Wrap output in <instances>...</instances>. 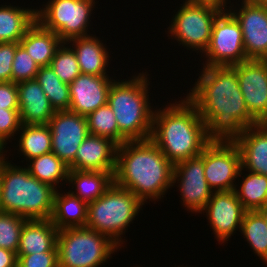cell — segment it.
I'll return each mask as SVG.
<instances>
[{
	"label": "cell",
	"instance_id": "obj_1",
	"mask_svg": "<svg viewBox=\"0 0 267 267\" xmlns=\"http://www.w3.org/2000/svg\"><path fill=\"white\" fill-rule=\"evenodd\" d=\"M185 97L197 108L211 141H234L246 128L258 124L240 91L236 71L203 66Z\"/></svg>",
	"mask_w": 267,
	"mask_h": 267
},
{
	"label": "cell",
	"instance_id": "obj_2",
	"mask_svg": "<svg viewBox=\"0 0 267 267\" xmlns=\"http://www.w3.org/2000/svg\"><path fill=\"white\" fill-rule=\"evenodd\" d=\"M173 170L174 165L151 139L126 141L117 146L114 183L144 204L163 200L172 189Z\"/></svg>",
	"mask_w": 267,
	"mask_h": 267
},
{
	"label": "cell",
	"instance_id": "obj_3",
	"mask_svg": "<svg viewBox=\"0 0 267 267\" xmlns=\"http://www.w3.org/2000/svg\"><path fill=\"white\" fill-rule=\"evenodd\" d=\"M179 98L156 106L150 137L173 165L199 156L211 142L197 108L185 96Z\"/></svg>",
	"mask_w": 267,
	"mask_h": 267
},
{
	"label": "cell",
	"instance_id": "obj_4",
	"mask_svg": "<svg viewBox=\"0 0 267 267\" xmlns=\"http://www.w3.org/2000/svg\"><path fill=\"white\" fill-rule=\"evenodd\" d=\"M149 75L143 70L142 73H134L128 80L115 79L110 86L107 103L117 120L119 145L151 137L155 106H151L149 98Z\"/></svg>",
	"mask_w": 267,
	"mask_h": 267
},
{
	"label": "cell",
	"instance_id": "obj_5",
	"mask_svg": "<svg viewBox=\"0 0 267 267\" xmlns=\"http://www.w3.org/2000/svg\"><path fill=\"white\" fill-rule=\"evenodd\" d=\"M23 166L9 160L0 165V211L27 220L50 219L57 189L40 182Z\"/></svg>",
	"mask_w": 267,
	"mask_h": 267
},
{
	"label": "cell",
	"instance_id": "obj_6",
	"mask_svg": "<svg viewBox=\"0 0 267 267\" xmlns=\"http://www.w3.org/2000/svg\"><path fill=\"white\" fill-rule=\"evenodd\" d=\"M144 205L132 192L113 182L101 197L88 203L86 227L106 235L122 249L127 242L123 236Z\"/></svg>",
	"mask_w": 267,
	"mask_h": 267
},
{
	"label": "cell",
	"instance_id": "obj_7",
	"mask_svg": "<svg viewBox=\"0 0 267 267\" xmlns=\"http://www.w3.org/2000/svg\"><path fill=\"white\" fill-rule=\"evenodd\" d=\"M57 248L59 267H101L121 249L106 235L88 227L58 230Z\"/></svg>",
	"mask_w": 267,
	"mask_h": 267
},
{
	"label": "cell",
	"instance_id": "obj_8",
	"mask_svg": "<svg viewBox=\"0 0 267 267\" xmlns=\"http://www.w3.org/2000/svg\"><path fill=\"white\" fill-rule=\"evenodd\" d=\"M180 5L169 22L167 37L178 46L199 53L201 58L209 46L214 21L223 9L184 1Z\"/></svg>",
	"mask_w": 267,
	"mask_h": 267
},
{
	"label": "cell",
	"instance_id": "obj_9",
	"mask_svg": "<svg viewBox=\"0 0 267 267\" xmlns=\"http://www.w3.org/2000/svg\"><path fill=\"white\" fill-rule=\"evenodd\" d=\"M97 0H48L36 9L37 21L63 42L91 35V16ZM92 26V28L90 27Z\"/></svg>",
	"mask_w": 267,
	"mask_h": 267
},
{
	"label": "cell",
	"instance_id": "obj_10",
	"mask_svg": "<svg viewBox=\"0 0 267 267\" xmlns=\"http://www.w3.org/2000/svg\"><path fill=\"white\" fill-rule=\"evenodd\" d=\"M202 58L206 61L201 65L206 67H231L248 60L240 25L227 9L214 21L211 40Z\"/></svg>",
	"mask_w": 267,
	"mask_h": 267
},
{
	"label": "cell",
	"instance_id": "obj_11",
	"mask_svg": "<svg viewBox=\"0 0 267 267\" xmlns=\"http://www.w3.org/2000/svg\"><path fill=\"white\" fill-rule=\"evenodd\" d=\"M241 154L234 141H211L204 148V174L213 192L235 190Z\"/></svg>",
	"mask_w": 267,
	"mask_h": 267
},
{
	"label": "cell",
	"instance_id": "obj_12",
	"mask_svg": "<svg viewBox=\"0 0 267 267\" xmlns=\"http://www.w3.org/2000/svg\"><path fill=\"white\" fill-rule=\"evenodd\" d=\"M172 187L179 188L180 202L192 214H201L213 195L204 174V150L193 158L174 165ZM178 184V185H176Z\"/></svg>",
	"mask_w": 267,
	"mask_h": 267
},
{
	"label": "cell",
	"instance_id": "obj_13",
	"mask_svg": "<svg viewBox=\"0 0 267 267\" xmlns=\"http://www.w3.org/2000/svg\"><path fill=\"white\" fill-rule=\"evenodd\" d=\"M238 2L240 5L230 3L227 10L240 25L245 54L248 60H267V7L247 0Z\"/></svg>",
	"mask_w": 267,
	"mask_h": 267
},
{
	"label": "cell",
	"instance_id": "obj_14",
	"mask_svg": "<svg viewBox=\"0 0 267 267\" xmlns=\"http://www.w3.org/2000/svg\"><path fill=\"white\" fill-rule=\"evenodd\" d=\"M48 126L51 130V152L70 168L79 146L90 134L86 116L69 110L56 111Z\"/></svg>",
	"mask_w": 267,
	"mask_h": 267
},
{
	"label": "cell",
	"instance_id": "obj_15",
	"mask_svg": "<svg viewBox=\"0 0 267 267\" xmlns=\"http://www.w3.org/2000/svg\"><path fill=\"white\" fill-rule=\"evenodd\" d=\"M246 211L236 192L231 190L213 192L201 214L205 213L214 238L222 245L228 243L236 231L240 232Z\"/></svg>",
	"mask_w": 267,
	"mask_h": 267
},
{
	"label": "cell",
	"instance_id": "obj_16",
	"mask_svg": "<svg viewBox=\"0 0 267 267\" xmlns=\"http://www.w3.org/2000/svg\"><path fill=\"white\" fill-rule=\"evenodd\" d=\"M231 67L250 115L258 123H267V60H247Z\"/></svg>",
	"mask_w": 267,
	"mask_h": 267
},
{
	"label": "cell",
	"instance_id": "obj_17",
	"mask_svg": "<svg viewBox=\"0 0 267 267\" xmlns=\"http://www.w3.org/2000/svg\"><path fill=\"white\" fill-rule=\"evenodd\" d=\"M114 80L110 76L78 75L69 84V111L87 116L107 104L108 92Z\"/></svg>",
	"mask_w": 267,
	"mask_h": 267
},
{
	"label": "cell",
	"instance_id": "obj_18",
	"mask_svg": "<svg viewBox=\"0 0 267 267\" xmlns=\"http://www.w3.org/2000/svg\"><path fill=\"white\" fill-rule=\"evenodd\" d=\"M117 144L89 134L79 146L70 170L115 172Z\"/></svg>",
	"mask_w": 267,
	"mask_h": 267
},
{
	"label": "cell",
	"instance_id": "obj_19",
	"mask_svg": "<svg viewBox=\"0 0 267 267\" xmlns=\"http://www.w3.org/2000/svg\"><path fill=\"white\" fill-rule=\"evenodd\" d=\"M20 120L25 125H48L55 114L48 97L35 80L17 83Z\"/></svg>",
	"mask_w": 267,
	"mask_h": 267
},
{
	"label": "cell",
	"instance_id": "obj_20",
	"mask_svg": "<svg viewBox=\"0 0 267 267\" xmlns=\"http://www.w3.org/2000/svg\"><path fill=\"white\" fill-rule=\"evenodd\" d=\"M241 154V168L267 176V123L250 126L234 140Z\"/></svg>",
	"mask_w": 267,
	"mask_h": 267
},
{
	"label": "cell",
	"instance_id": "obj_21",
	"mask_svg": "<svg viewBox=\"0 0 267 267\" xmlns=\"http://www.w3.org/2000/svg\"><path fill=\"white\" fill-rule=\"evenodd\" d=\"M96 35L73 38L66 42L74 51L81 74L109 76L107 71L110 51L101 38ZM101 39V40H100Z\"/></svg>",
	"mask_w": 267,
	"mask_h": 267
},
{
	"label": "cell",
	"instance_id": "obj_22",
	"mask_svg": "<svg viewBox=\"0 0 267 267\" xmlns=\"http://www.w3.org/2000/svg\"><path fill=\"white\" fill-rule=\"evenodd\" d=\"M58 229L50 219L26 220L21 231L17 255L58 252Z\"/></svg>",
	"mask_w": 267,
	"mask_h": 267
},
{
	"label": "cell",
	"instance_id": "obj_23",
	"mask_svg": "<svg viewBox=\"0 0 267 267\" xmlns=\"http://www.w3.org/2000/svg\"><path fill=\"white\" fill-rule=\"evenodd\" d=\"M114 172L69 170L67 186L72 195L87 203L97 200L114 182ZM74 190V191H73Z\"/></svg>",
	"mask_w": 267,
	"mask_h": 267
},
{
	"label": "cell",
	"instance_id": "obj_24",
	"mask_svg": "<svg viewBox=\"0 0 267 267\" xmlns=\"http://www.w3.org/2000/svg\"><path fill=\"white\" fill-rule=\"evenodd\" d=\"M19 43L40 67H44L50 66L51 60L63 41L56 33L45 29L36 20Z\"/></svg>",
	"mask_w": 267,
	"mask_h": 267
},
{
	"label": "cell",
	"instance_id": "obj_25",
	"mask_svg": "<svg viewBox=\"0 0 267 267\" xmlns=\"http://www.w3.org/2000/svg\"><path fill=\"white\" fill-rule=\"evenodd\" d=\"M56 191L51 222L58 230L71 227H86L88 203L69 191Z\"/></svg>",
	"mask_w": 267,
	"mask_h": 267
},
{
	"label": "cell",
	"instance_id": "obj_26",
	"mask_svg": "<svg viewBox=\"0 0 267 267\" xmlns=\"http://www.w3.org/2000/svg\"><path fill=\"white\" fill-rule=\"evenodd\" d=\"M7 4L5 2L0 5V43L20 42L27 30L36 22L37 8Z\"/></svg>",
	"mask_w": 267,
	"mask_h": 267
},
{
	"label": "cell",
	"instance_id": "obj_27",
	"mask_svg": "<svg viewBox=\"0 0 267 267\" xmlns=\"http://www.w3.org/2000/svg\"><path fill=\"white\" fill-rule=\"evenodd\" d=\"M15 142L14 151L28 160L52 151L51 130L48 125H25L22 124ZM20 152V153H19Z\"/></svg>",
	"mask_w": 267,
	"mask_h": 267
},
{
	"label": "cell",
	"instance_id": "obj_28",
	"mask_svg": "<svg viewBox=\"0 0 267 267\" xmlns=\"http://www.w3.org/2000/svg\"><path fill=\"white\" fill-rule=\"evenodd\" d=\"M27 162L28 163L25 164L27 166L25 167L28 169L29 173L40 182L49 184L57 190L62 189L61 186H63V184L64 187L65 184H67L70 169L54 153L49 152L32 158Z\"/></svg>",
	"mask_w": 267,
	"mask_h": 267
},
{
	"label": "cell",
	"instance_id": "obj_29",
	"mask_svg": "<svg viewBox=\"0 0 267 267\" xmlns=\"http://www.w3.org/2000/svg\"><path fill=\"white\" fill-rule=\"evenodd\" d=\"M244 172L248 173L243 175ZM244 172L243 168H241L234 191L247 211H255L267 205V176L250 171Z\"/></svg>",
	"mask_w": 267,
	"mask_h": 267
},
{
	"label": "cell",
	"instance_id": "obj_30",
	"mask_svg": "<svg viewBox=\"0 0 267 267\" xmlns=\"http://www.w3.org/2000/svg\"><path fill=\"white\" fill-rule=\"evenodd\" d=\"M240 233L254 255L267 265V224L257 210L245 212Z\"/></svg>",
	"mask_w": 267,
	"mask_h": 267
},
{
	"label": "cell",
	"instance_id": "obj_31",
	"mask_svg": "<svg viewBox=\"0 0 267 267\" xmlns=\"http://www.w3.org/2000/svg\"><path fill=\"white\" fill-rule=\"evenodd\" d=\"M35 80L42 87L55 111L69 110V85L59 79L51 66L40 67Z\"/></svg>",
	"mask_w": 267,
	"mask_h": 267
},
{
	"label": "cell",
	"instance_id": "obj_32",
	"mask_svg": "<svg viewBox=\"0 0 267 267\" xmlns=\"http://www.w3.org/2000/svg\"><path fill=\"white\" fill-rule=\"evenodd\" d=\"M86 120L91 135L109 138L119 145V128L117 120L108 103L88 114Z\"/></svg>",
	"mask_w": 267,
	"mask_h": 267
},
{
	"label": "cell",
	"instance_id": "obj_33",
	"mask_svg": "<svg viewBox=\"0 0 267 267\" xmlns=\"http://www.w3.org/2000/svg\"><path fill=\"white\" fill-rule=\"evenodd\" d=\"M50 66L59 79L68 85L81 74L76 55L66 42L57 49Z\"/></svg>",
	"mask_w": 267,
	"mask_h": 267
},
{
	"label": "cell",
	"instance_id": "obj_34",
	"mask_svg": "<svg viewBox=\"0 0 267 267\" xmlns=\"http://www.w3.org/2000/svg\"><path fill=\"white\" fill-rule=\"evenodd\" d=\"M26 220L19 215L0 211V248L17 253Z\"/></svg>",
	"mask_w": 267,
	"mask_h": 267
},
{
	"label": "cell",
	"instance_id": "obj_35",
	"mask_svg": "<svg viewBox=\"0 0 267 267\" xmlns=\"http://www.w3.org/2000/svg\"><path fill=\"white\" fill-rule=\"evenodd\" d=\"M39 68L40 66L28 54L26 49L19 44L12 63L11 81L17 84L35 79Z\"/></svg>",
	"mask_w": 267,
	"mask_h": 267
},
{
	"label": "cell",
	"instance_id": "obj_36",
	"mask_svg": "<svg viewBox=\"0 0 267 267\" xmlns=\"http://www.w3.org/2000/svg\"><path fill=\"white\" fill-rule=\"evenodd\" d=\"M21 125L19 110L0 108V138L2 140L7 144L12 142V139L15 140Z\"/></svg>",
	"mask_w": 267,
	"mask_h": 267
},
{
	"label": "cell",
	"instance_id": "obj_37",
	"mask_svg": "<svg viewBox=\"0 0 267 267\" xmlns=\"http://www.w3.org/2000/svg\"><path fill=\"white\" fill-rule=\"evenodd\" d=\"M17 267H59L58 252L17 255Z\"/></svg>",
	"mask_w": 267,
	"mask_h": 267
},
{
	"label": "cell",
	"instance_id": "obj_38",
	"mask_svg": "<svg viewBox=\"0 0 267 267\" xmlns=\"http://www.w3.org/2000/svg\"><path fill=\"white\" fill-rule=\"evenodd\" d=\"M19 42L0 43V82L11 81L12 63Z\"/></svg>",
	"mask_w": 267,
	"mask_h": 267
},
{
	"label": "cell",
	"instance_id": "obj_39",
	"mask_svg": "<svg viewBox=\"0 0 267 267\" xmlns=\"http://www.w3.org/2000/svg\"><path fill=\"white\" fill-rule=\"evenodd\" d=\"M0 108L19 110L17 84L0 82Z\"/></svg>",
	"mask_w": 267,
	"mask_h": 267
},
{
	"label": "cell",
	"instance_id": "obj_40",
	"mask_svg": "<svg viewBox=\"0 0 267 267\" xmlns=\"http://www.w3.org/2000/svg\"><path fill=\"white\" fill-rule=\"evenodd\" d=\"M17 253L0 248V267H17Z\"/></svg>",
	"mask_w": 267,
	"mask_h": 267
},
{
	"label": "cell",
	"instance_id": "obj_41",
	"mask_svg": "<svg viewBox=\"0 0 267 267\" xmlns=\"http://www.w3.org/2000/svg\"><path fill=\"white\" fill-rule=\"evenodd\" d=\"M182 1L188 3L209 4L215 7H219L223 10H226L228 7L227 5L231 3V0H182Z\"/></svg>",
	"mask_w": 267,
	"mask_h": 267
},
{
	"label": "cell",
	"instance_id": "obj_42",
	"mask_svg": "<svg viewBox=\"0 0 267 267\" xmlns=\"http://www.w3.org/2000/svg\"><path fill=\"white\" fill-rule=\"evenodd\" d=\"M7 146V143L4 141V140H2L1 138H0V165L2 164V163H5L6 161H8V157H9V155H7V152L9 151L8 149L6 150V148H8V147H6Z\"/></svg>",
	"mask_w": 267,
	"mask_h": 267
},
{
	"label": "cell",
	"instance_id": "obj_43",
	"mask_svg": "<svg viewBox=\"0 0 267 267\" xmlns=\"http://www.w3.org/2000/svg\"><path fill=\"white\" fill-rule=\"evenodd\" d=\"M257 211L263 216V218L267 224V205H265L264 207H261Z\"/></svg>",
	"mask_w": 267,
	"mask_h": 267
},
{
	"label": "cell",
	"instance_id": "obj_44",
	"mask_svg": "<svg viewBox=\"0 0 267 267\" xmlns=\"http://www.w3.org/2000/svg\"><path fill=\"white\" fill-rule=\"evenodd\" d=\"M247 1H250V2L255 3L257 5L267 7V0H247Z\"/></svg>",
	"mask_w": 267,
	"mask_h": 267
}]
</instances>
